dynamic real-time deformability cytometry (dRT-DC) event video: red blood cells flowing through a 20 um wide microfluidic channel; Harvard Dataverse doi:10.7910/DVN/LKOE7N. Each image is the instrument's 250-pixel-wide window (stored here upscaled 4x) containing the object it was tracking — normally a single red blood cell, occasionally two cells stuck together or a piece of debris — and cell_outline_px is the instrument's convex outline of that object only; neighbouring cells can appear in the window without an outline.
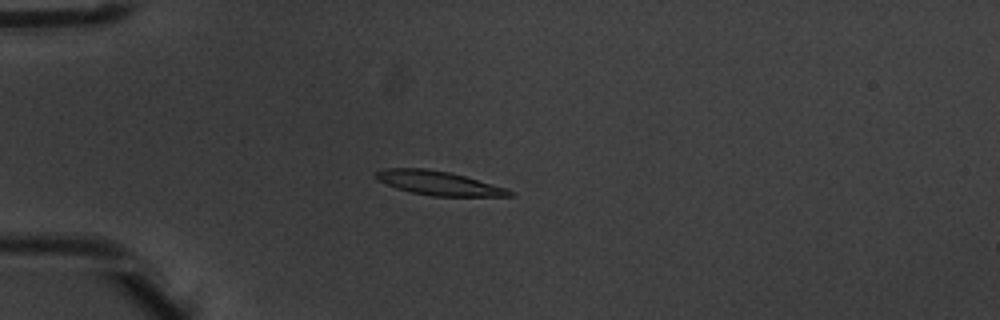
{"species": "common noctule bat (a hibernating species)", "species_latin": "Nyctalus noctula", "temperature_condition": "warm", "stored_images_in_passage": 4, "camera_frame_rate_fps": 3000, "um_per_image_px": 0.085, "animal": {"sex": "male", "body_mass_g": 20.1, "forearm_length_mm": 53.5}, "frame": {"image": 1, "passage_image": 2, "time_ms": 0.333, "image_size_px": [1000, 320], "cell_outline_px": [[516, 196], [432, 196], [412, 192], [396, 188], [376, 180], [372, 176], [372, 172], [384, 168], [424, 168], [448, 172], [464, 176], [508, 188], [516, 192]], "centroid_in_image_um": [37.25, 15.56], "position_along_channel_um": 47.7, "area_um2": 18.96}}